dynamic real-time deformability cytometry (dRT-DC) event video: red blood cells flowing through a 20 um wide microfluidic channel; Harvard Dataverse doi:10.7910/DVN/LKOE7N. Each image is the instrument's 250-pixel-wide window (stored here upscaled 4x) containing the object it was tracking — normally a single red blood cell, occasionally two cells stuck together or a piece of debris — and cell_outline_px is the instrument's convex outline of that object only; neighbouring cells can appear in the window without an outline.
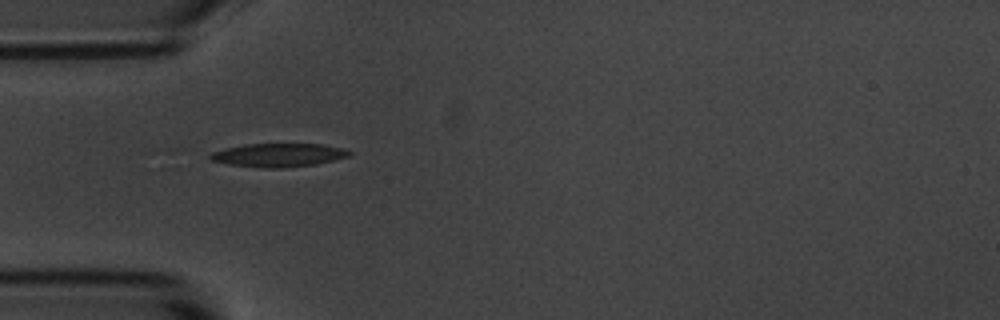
{"species": "common noctule bat (a hibernating species)", "species_latin": "Nyctalus noctula", "temperature_condition": "room temperature", "stored_images_in_passage": 34, "camera_frame_rate_fps": 3000, "um_per_image_px": 0.085, "animal": {"sex": "male", "body_mass_g": 20.1, "forearm_length_mm": 53.5}, "frame": {"image": 1, "passage_image": 1, "time_ms": 0.0, "image_size_px": [1000, 320], "cell_outline_px": [[352, 152], [348, 156], [316, 164], [280, 168], [264, 168], [228, 164], [212, 160], [208, 156], [212, 152], [224, 148], [244, 144], [324, 144], [344, 148]], "centroid_in_image_um": [23.66, 13.17], "position_along_channel_um": 61.3, "area_um2": 18.96}}
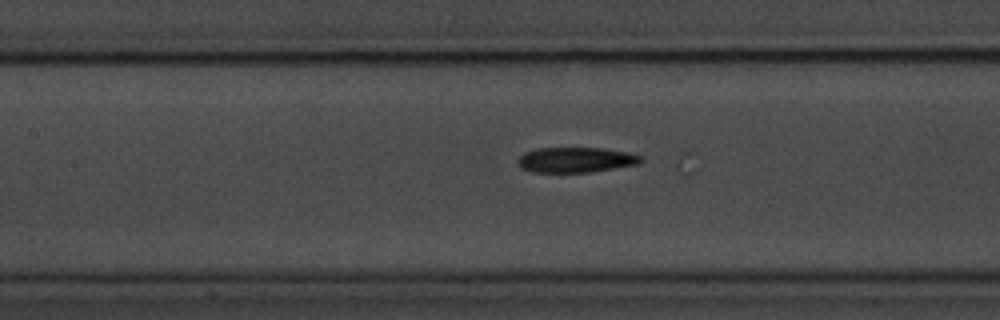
{"frame": {"image": 2, "passage_image": 9, "time_ms": 2.667, "image_size_px": [1000, 320], "cell_outline_px": [[644, 160], [640, 164], [588, 172], [532, 172], [520, 168], [516, 160], [524, 152], [536, 148], [604, 148], [628, 152], [640, 156]], "centroid_in_image_um": [48.92, 13.58], "position_along_channel_um": 158.5, "area_um2": 18.21}}
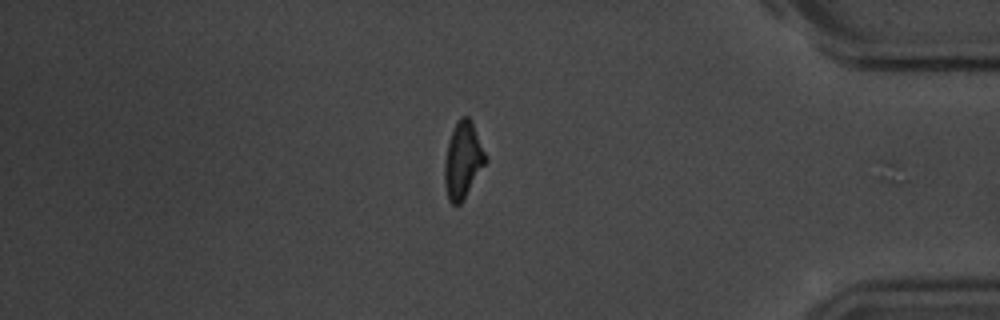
{"frame": {"image": 3, "passage_image": 31, "time_ms": 10.0, "image_size_px": [1000, 320], "cell_outline_px": [[488, 160], [460, 204], [452, 204], [448, 200], [444, 184], [444, 164], [448, 140], [460, 116], [468, 116], [472, 120]], "centroid_in_image_um": [39.34, 13.61], "position_along_channel_um": 395.9, "area_um2": 18.21}}